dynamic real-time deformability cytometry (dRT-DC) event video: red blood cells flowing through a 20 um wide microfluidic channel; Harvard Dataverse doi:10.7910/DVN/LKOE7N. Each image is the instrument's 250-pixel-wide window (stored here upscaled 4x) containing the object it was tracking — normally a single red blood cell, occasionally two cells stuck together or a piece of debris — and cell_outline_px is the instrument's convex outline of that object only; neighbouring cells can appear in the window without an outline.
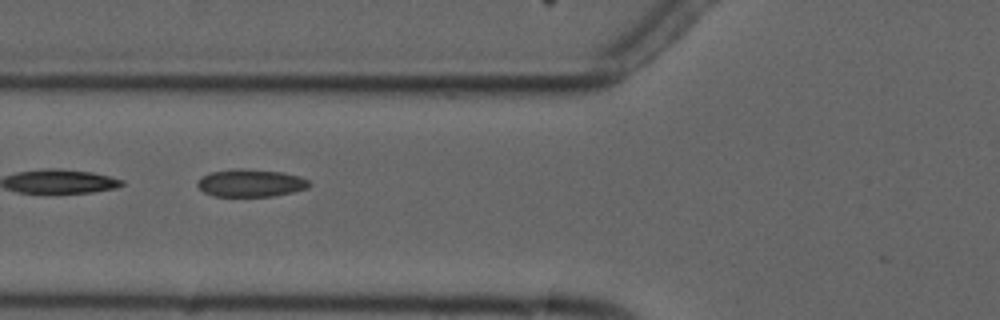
{"species": "common noctule bat (a hibernating species)", "species_latin": "Nyctalus noctula", "temperature_condition": "cold", "stored_images_in_passage": 7, "camera_frame_rate_fps": 3000, "um_per_image_px": 0.085, "animal": {"sex": "male", "forearm_length_mm": 52.5}, "frame": {"image": 1, "passage_image": 6, "time_ms": 6.667, "image_size_px": [1000, 320], "cell_outline_px": [[312, 184], [308, 188], [292, 192], [272, 196], [212, 196], [204, 192], [196, 184], [204, 176], [212, 172], [240, 168], [280, 172], [300, 176], [308, 180]], "centroid_in_image_um": [21.34, 15.56], "position_along_channel_um": 104.5, "area_um2": 17.74}}